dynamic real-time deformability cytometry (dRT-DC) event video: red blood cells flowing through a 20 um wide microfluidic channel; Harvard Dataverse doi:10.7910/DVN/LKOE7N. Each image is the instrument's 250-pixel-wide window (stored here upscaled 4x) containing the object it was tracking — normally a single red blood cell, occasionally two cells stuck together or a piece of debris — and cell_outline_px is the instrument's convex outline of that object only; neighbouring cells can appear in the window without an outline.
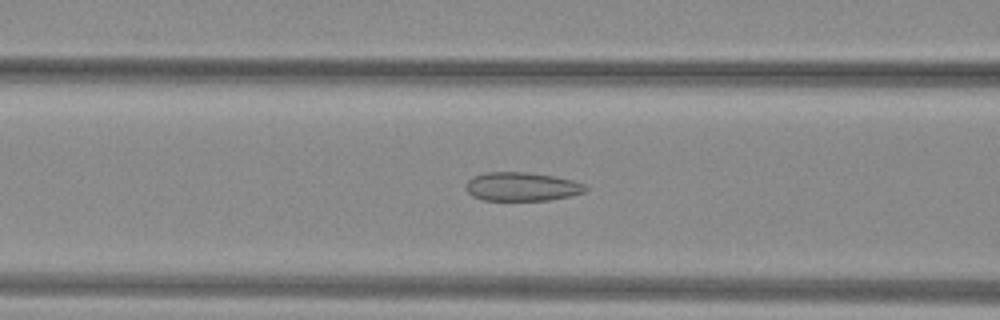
{"species": "common noctule bat (a hibernating species)", "species_latin": "Nyctalus noctula", "temperature_condition": "warm", "stored_images_in_passage": 27, "camera_frame_rate_fps": 3000, "um_per_image_px": 0.085, "animal": {"sex": "female", "body_mass_g": 29.2, "forearm_length_mm": 56.3}, "frame": {"image": 1, "passage_image": 11, "time_ms": 3.333, "image_size_px": [1000, 320], "cell_outline_px": [[588, 188], [584, 192], [572, 196], [548, 200], [484, 200], [472, 196], [464, 188], [464, 184], [472, 176], [488, 172], [528, 172], [552, 176], [572, 180], [584, 184]], "centroid_in_image_um": [44.32, 15.86], "position_along_channel_um": 122.3, "area_um2": 20.11}}
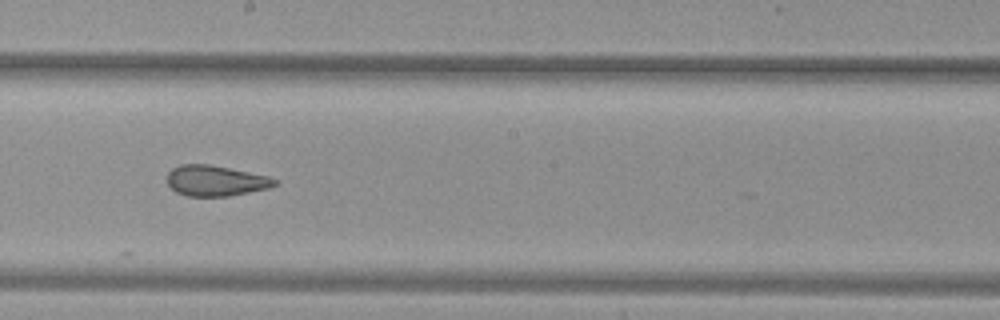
{"frame": {"image": 2, "passage_image": 19, "time_ms": 6.0, "image_size_px": [1000, 320], "cell_outline_px": [[280, 180], [276, 184], [268, 188], [228, 196], [188, 196], [176, 192], [168, 184], [168, 172], [172, 168], [180, 164], [208, 164], [268, 176]], "centroid_in_image_um": [18.32, 15.36], "position_along_channel_um": 229.9, "area_um2": 19.02}}
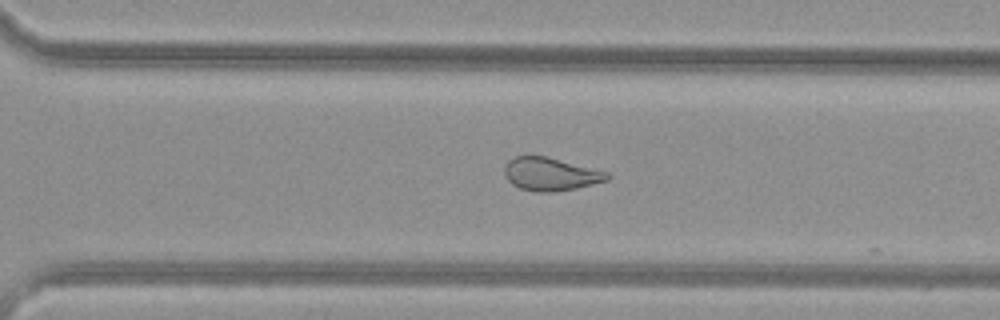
{"frame": {"image": 3, "passage_image": 26, "time_ms": 8.333, "image_size_px": [1000, 320], "cell_outline_px": [[612, 176], [608, 180], [576, 188], [556, 192], [540, 192], [520, 188], [512, 184], [508, 180], [504, 172], [504, 164], [508, 160], [516, 156], [548, 156], [612, 172]], "centroid_in_image_um": [46.85, 14.78], "position_along_channel_um": 323.7, "area_um2": 20.17}}